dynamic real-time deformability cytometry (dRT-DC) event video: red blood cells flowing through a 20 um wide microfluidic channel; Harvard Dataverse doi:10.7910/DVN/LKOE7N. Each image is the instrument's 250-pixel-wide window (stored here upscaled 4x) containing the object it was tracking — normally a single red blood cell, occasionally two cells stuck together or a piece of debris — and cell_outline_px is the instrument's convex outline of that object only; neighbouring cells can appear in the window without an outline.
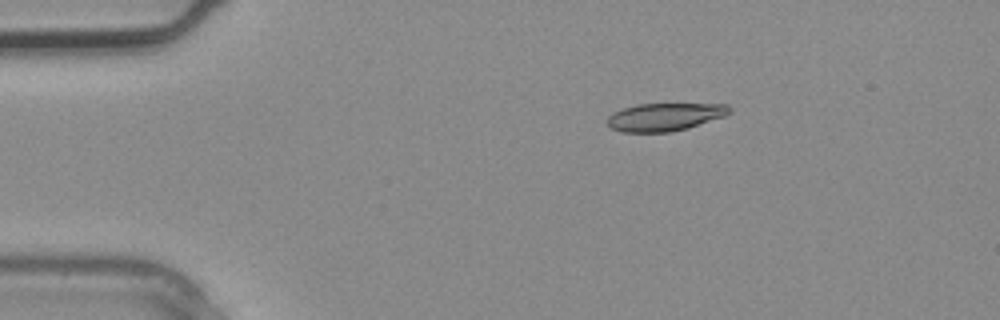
{"species": "common noctule bat (a hibernating species)", "species_latin": "Nyctalus noctula", "temperature_condition": "warm", "stored_images_in_passage": 2, "camera_frame_rate_fps": 3000, "um_per_image_px": 0.085, "animal": {"sex": "male", "body_mass_g": 20.4}, "frame": {"image": 1, "passage_image": 1, "time_ms": 0.0, "image_size_px": [1000, 320], "cell_outline_px": [[732, 112], [724, 116], [688, 128], [672, 132], [624, 132], [612, 128], [604, 120], [612, 112], [636, 104], [728, 104], [732, 108]], "centroid_in_image_um": [56.5, 9.93], "position_along_channel_um": 28.5, "area_um2": 19.94}}